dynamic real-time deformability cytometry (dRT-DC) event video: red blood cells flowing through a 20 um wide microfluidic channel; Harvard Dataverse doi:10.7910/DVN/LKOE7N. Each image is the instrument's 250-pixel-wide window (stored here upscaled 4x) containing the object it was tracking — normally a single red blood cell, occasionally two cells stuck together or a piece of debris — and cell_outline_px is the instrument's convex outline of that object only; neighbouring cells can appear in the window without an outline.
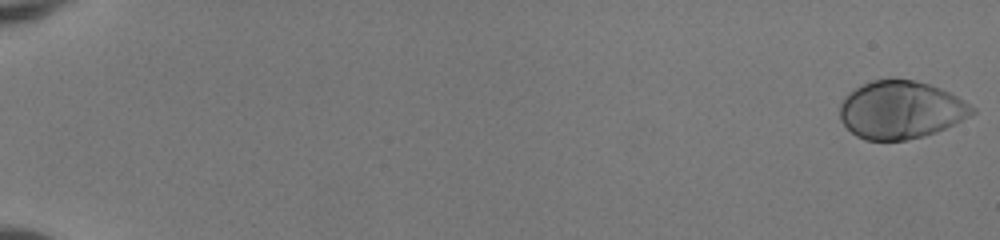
{"species": "human", "species_latin": "Homo sapiens", "temperature_condition": "room temperature", "stored_images_in_passage": 52, "camera_frame_rate_fps": 3000, "um_per_image_px": 0.085, "donor": {"sex": "female"}, "frame": {"image": 1, "passage_image": 1, "time_ms": 0.0, "image_size_px": [1000, 240], "cell_outline_px": [[976, 112], [936, 132], [924, 136], [908, 140], [864, 140], [856, 136], [840, 120], [840, 104], [844, 96], [848, 92], [872, 80], [892, 76], [916, 80], [940, 88], [956, 96], [976, 108]], "centroid_in_image_um": [76.53, 9.31], "position_along_channel_um": 8.5, "area_um2": 44.85}}
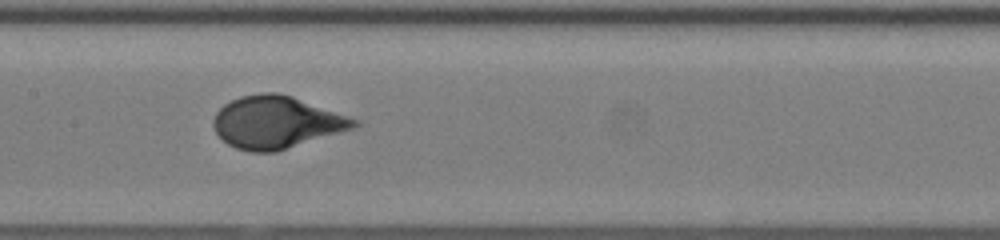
{"frame": {"image": 2, "passage_image": 29, "time_ms": 9.333, "image_size_px": [1000, 240], "cell_outline_px": [[360, 124], [352, 128], [340, 132], [276, 152], [252, 152], [236, 148], [228, 144], [216, 132], [212, 124], [212, 120], [216, 112], [224, 104], [240, 96], [260, 92], [276, 92], [292, 96], [360, 120]], "centroid_in_image_um": [23.47, 10.38], "position_along_channel_um": 183.9, "area_um2": 42.71}}
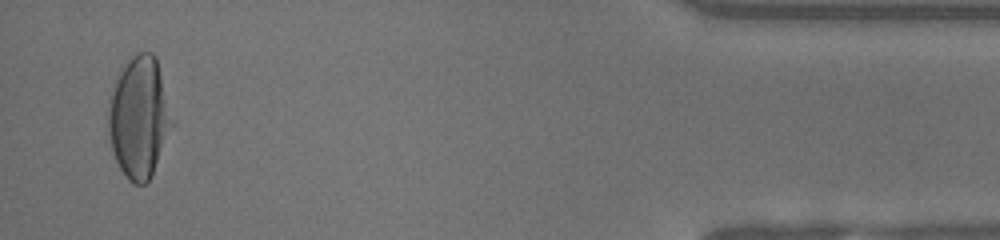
{"frame": {"image": 3, "passage_image": 51, "time_ms": 16.667, "image_size_px": [1000, 240], "cell_outline_px": [[176, 120], [152, 176], [144, 184], [132, 184], [128, 180], [120, 168], [112, 152], [108, 132], [108, 112], [112, 92], [116, 80], [128, 60], [132, 56], [140, 52], [152, 52], [156, 56]], "centroid_in_image_um": [11.88, 10.0], "position_along_channel_um": 423.3, "area_um2": 45.6}, "authors_computed_cell_mechanics": {"area_um2": 42.9743, "velocity_mm_per_s": 4.1029, "shape_relaxation_time_tau1_ms": 3.5702, "shape_relaxation_time_tau2_ms": null, "deformation_change_tau1": 0.2184, "deformation_change_tau2": null}}